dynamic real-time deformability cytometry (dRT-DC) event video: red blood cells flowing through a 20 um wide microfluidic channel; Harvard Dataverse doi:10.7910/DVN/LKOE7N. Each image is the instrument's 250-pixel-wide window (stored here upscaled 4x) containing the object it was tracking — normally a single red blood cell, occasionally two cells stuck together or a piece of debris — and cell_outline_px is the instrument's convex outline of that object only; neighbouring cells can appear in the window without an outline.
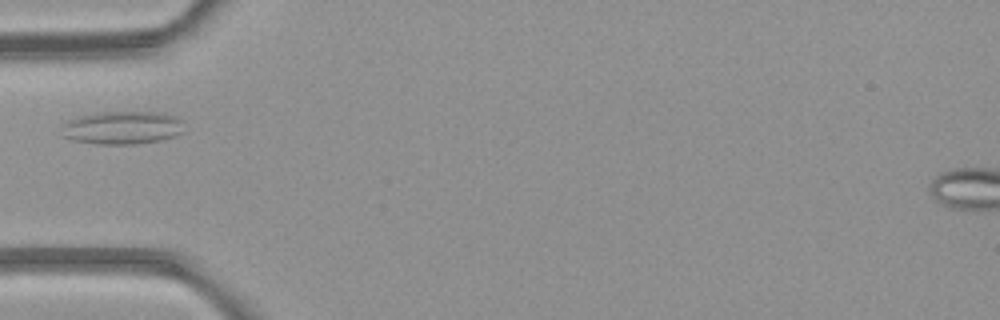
{"species": "common noctule bat (a hibernating species)", "species_latin": "Nyctalus noctula", "temperature_condition": "room temperature", "stored_images_in_passage": 1, "camera_frame_rate_fps": 3000, "um_per_image_px": 0.085, "animal": {"sex": "female", "body_mass_g": 21.9}, "frame": {"image": 1, "passage_image": 1, "time_ms": 0.0, "image_size_px": [1000, 320], "cell_outline_px": [[184, 132], [176, 136], [160, 140], [136, 144], [96, 144], [76, 140], [64, 136], [60, 124], [68, 120], [80, 116], [96, 112], [168, 112], [184, 120]], "centroid_in_image_um": [10.47, 10.84], "position_along_channel_um": 74.5, "area_um2": 24.04}}